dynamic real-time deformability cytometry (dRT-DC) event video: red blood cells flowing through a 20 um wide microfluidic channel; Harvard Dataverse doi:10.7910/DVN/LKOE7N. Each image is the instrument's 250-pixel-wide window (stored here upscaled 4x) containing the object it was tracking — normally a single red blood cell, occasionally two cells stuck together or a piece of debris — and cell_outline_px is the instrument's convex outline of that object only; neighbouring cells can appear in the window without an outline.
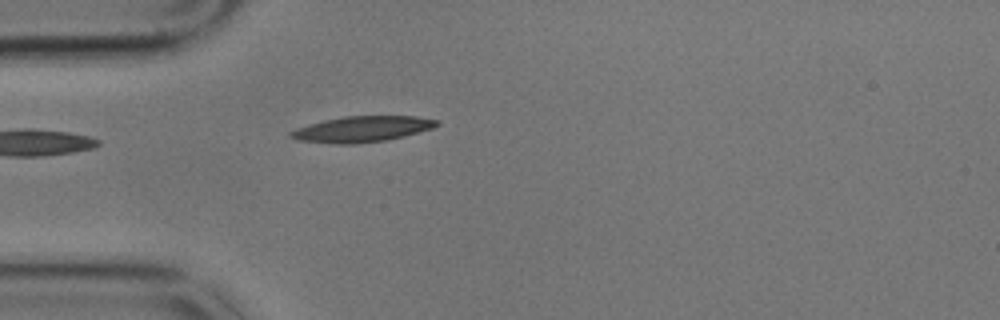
{"species": "common noctule bat (a hibernating species)", "species_latin": "Nyctalus noctula", "temperature_condition": "cold", "stored_images_in_passage": 27, "camera_frame_rate_fps": 3000, "um_per_image_px": 0.085, "animal": {"sex": "male", "body_mass_g": 17.9}, "frame": {"image": 1, "passage_image": 1, "time_ms": 0.0, "image_size_px": [1000, 320], "cell_outline_px": [[440, 124], [432, 128], [404, 136], [388, 140], [356, 144], [332, 144], [296, 140], [288, 136], [288, 132], [296, 128], [308, 124], [324, 120], [344, 116], [416, 116], [440, 120]], "centroid_in_image_um": [30.74, 10.98], "position_along_channel_um": 54.3, "area_um2": 22.25}}
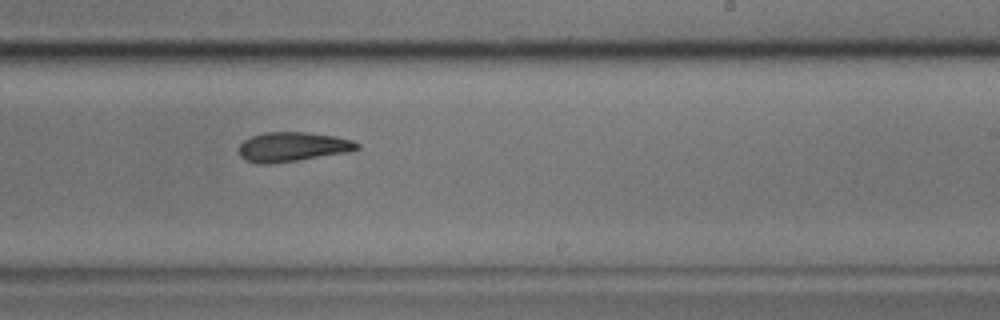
{"frame": {"image": 2, "passage_image": 20, "time_ms": 6.333, "image_size_px": [1000, 320], "cell_outline_px": [[360, 148], [348, 152], [272, 164], [256, 164], [244, 160], [240, 156], [240, 144], [244, 140], [252, 136], [264, 132], [304, 132], [336, 136], [352, 140], [360, 144]], "centroid_in_image_um": [24.86, 12.48], "position_along_channel_um": 264.1, "area_um2": 20.35}}
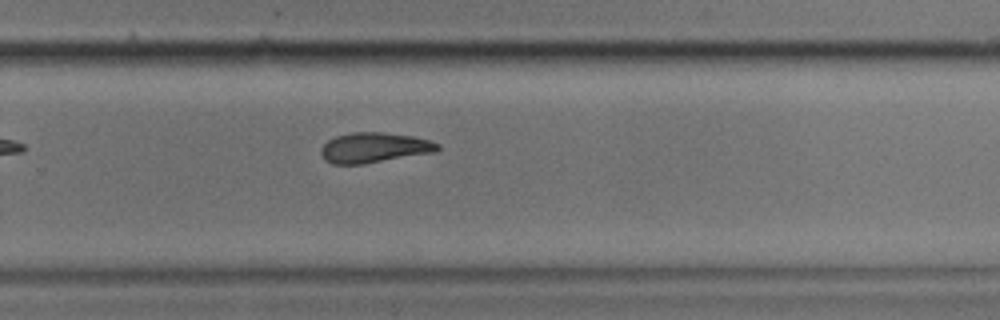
{"frame": {"image": 3, "passage_image": 23, "time_ms": 7.333, "image_size_px": [1000, 320], "cell_outline_px": [[440, 148], [436, 152], [364, 164], [332, 164], [324, 160], [320, 152], [320, 148], [328, 140], [336, 136], [352, 132], [384, 132], [412, 136], [428, 140], [440, 144]], "centroid_in_image_um": [31.79, 12.55], "position_along_channel_um": 298.0, "area_um2": 20.63}}